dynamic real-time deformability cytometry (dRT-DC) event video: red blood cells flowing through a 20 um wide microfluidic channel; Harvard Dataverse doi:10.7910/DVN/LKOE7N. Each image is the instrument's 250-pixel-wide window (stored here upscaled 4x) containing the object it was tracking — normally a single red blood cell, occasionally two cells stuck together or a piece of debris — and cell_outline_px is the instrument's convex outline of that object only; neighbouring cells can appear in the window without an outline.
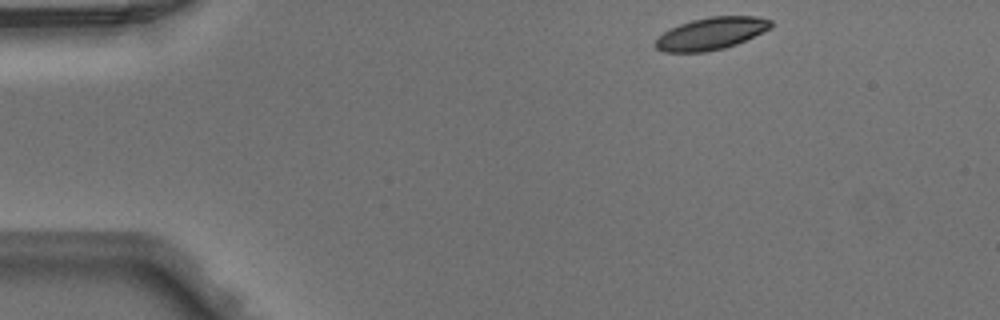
{"species": "Egyptian fruit bat (a non-hibernating species)", "species_latin": "Rousettus aegyptiacus", "temperature_condition": "warm", "stored_images_in_passage": 42, "camera_frame_rate_fps": 3000, "um_per_image_px": 0.085, "animal": {"sex": "male"}, "frame": {"image": 1, "passage_image": 1, "time_ms": 0.0, "image_size_px": [1000, 320], "cell_outline_px": [[772, 28], [736, 44], [724, 48], [704, 52], [664, 52], [656, 48], [652, 44], [664, 32], [680, 24], [692, 20], [708, 16], [756, 16], [772, 20]], "centroid_in_image_um": [60.45, 2.85], "position_along_channel_um": 24.5, "area_um2": 21.68}}
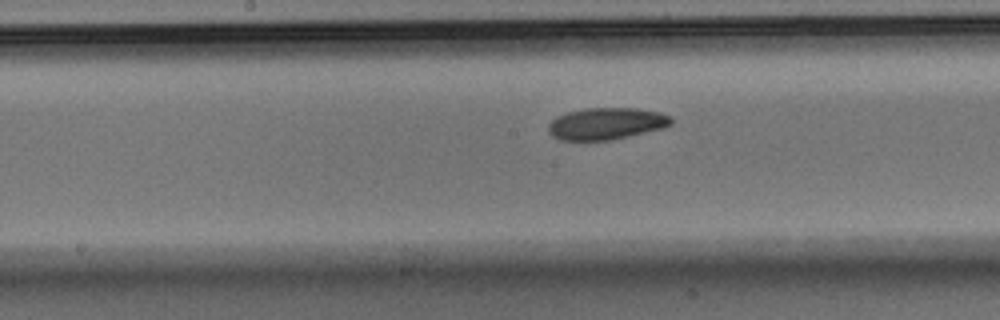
{"frame": {"image": 2, "passage_image": 19, "time_ms": 6.0, "image_size_px": [1000, 320], "cell_outline_px": [[672, 124], [664, 128], [608, 140], [560, 140], [552, 136], [548, 132], [548, 124], [556, 116], [568, 112], [584, 108], [636, 108], [660, 112], [668, 116], [672, 120]], "centroid_in_image_um": [51.5, 10.5], "position_along_channel_um": 196.7, "area_um2": 22.72}}
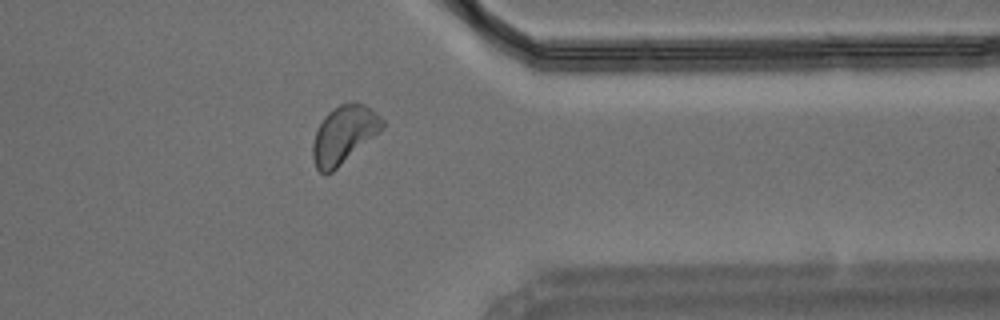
{"frame": {"image": 3, "passage_image": 33, "time_ms": 10.667, "image_size_px": [1000, 320], "cell_outline_px": [[384, 128], [332, 172], [324, 176], [316, 168], [312, 156], [312, 144], [316, 132], [324, 116], [328, 112], [340, 104], [356, 100], [372, 108], [384, 120]], "centroid_in_image_um": [29.23, 11.42], "position_along_channel_um": 382.2, "area_um2": 23.52}}